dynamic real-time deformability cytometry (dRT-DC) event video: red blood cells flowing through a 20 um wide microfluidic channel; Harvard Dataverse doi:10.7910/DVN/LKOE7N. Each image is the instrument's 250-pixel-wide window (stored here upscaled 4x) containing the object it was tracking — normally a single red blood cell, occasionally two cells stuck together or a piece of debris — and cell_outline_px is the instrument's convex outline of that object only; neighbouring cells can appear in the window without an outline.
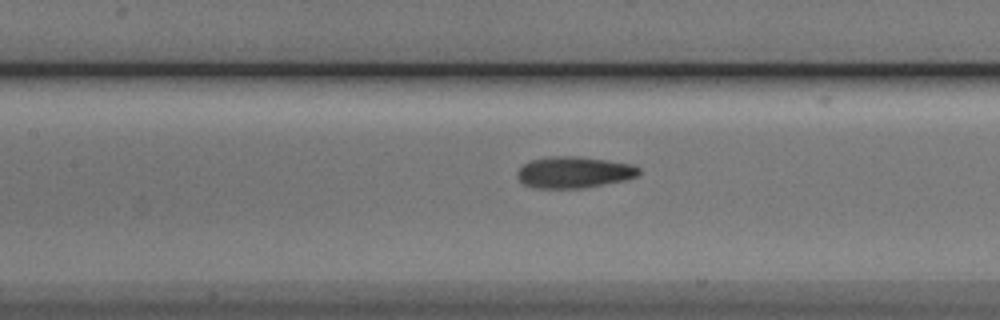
{"species": "Egyptian fruit bat (a non-hibernating species)", "species_latin": "Rousettus aegyptiacus", "temperature_condition": "cold", "stored_images_in_passage": 31, "camera_frame_rate_fps": 3000, "um_per_image_px": 0.085, "animal": {"sex": "male"}, "frame": {"image": 1, "passage_image": 10, "time_ms": 3.0, "image_size_px": [1000, 320], "cell_outline_px": [[640, 172], [636, 176], [624, 180], [584, 188], [536, 188], [524, 184], [516, 176], [516, 172], [524, 164], [532, 160], [548, 156], [580, 156], [632, 164], [640, 168]], "centroid_in_image_um": [48.77, 14.64], "position_along_channel_um": 158.6, "area_um2": 22.25}}
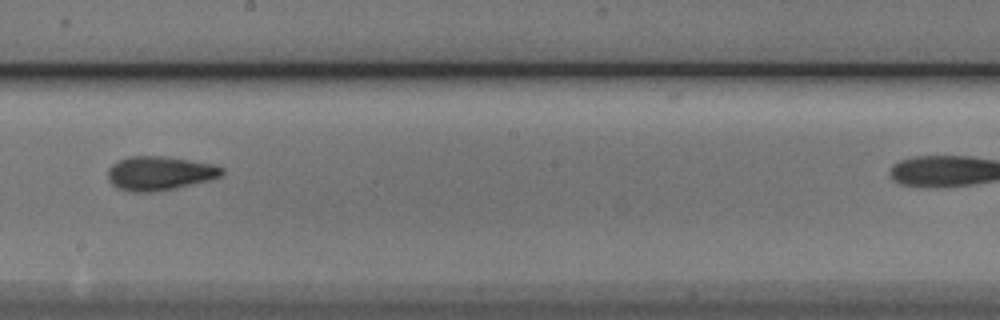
{"frame": {"image": 2, "passage_image": 16, "time_ms": 5.0, "image_size_px": [1000, 320], "cell_outline_px": [[224, 172], [220, 176], [212, 180], [176, 188], [152, 192], [132, 192], [116, 188], [108, 180], [108, 168], [112, 164], [128, 156], [160, 156], [216, 164], [224, 168]], "centroid_in_image_um": [13.58, 14.73], "position_along_channel_um": 234.6, "area_um2": 22.77}}
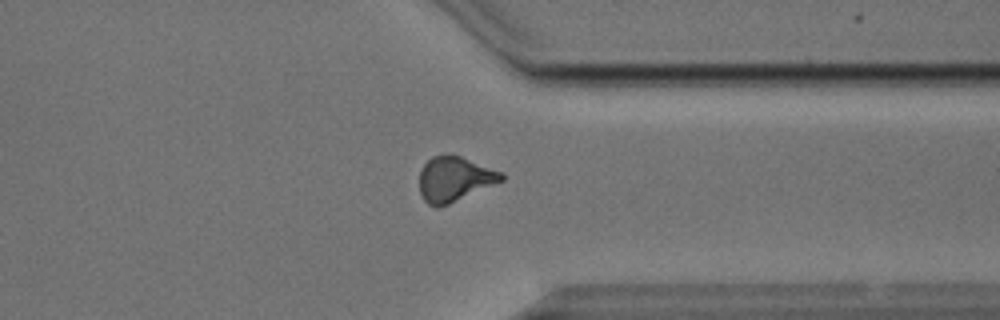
{"frame": {"image": 3, "passage_image": 27, "time_ms": 8.667, "image_size_px": [1000, 320], "cell_outline_px": [[504, 180], [448, 204], [436, 208], [428, 204], [420, 196], [420, 172], [424, 164], [432, 156], [460, 156], [504, 172]], "centroid_in_image_um": [38.63, 15.23], "position_along_channel_um": 372.8, "area_um2": 21.21}}